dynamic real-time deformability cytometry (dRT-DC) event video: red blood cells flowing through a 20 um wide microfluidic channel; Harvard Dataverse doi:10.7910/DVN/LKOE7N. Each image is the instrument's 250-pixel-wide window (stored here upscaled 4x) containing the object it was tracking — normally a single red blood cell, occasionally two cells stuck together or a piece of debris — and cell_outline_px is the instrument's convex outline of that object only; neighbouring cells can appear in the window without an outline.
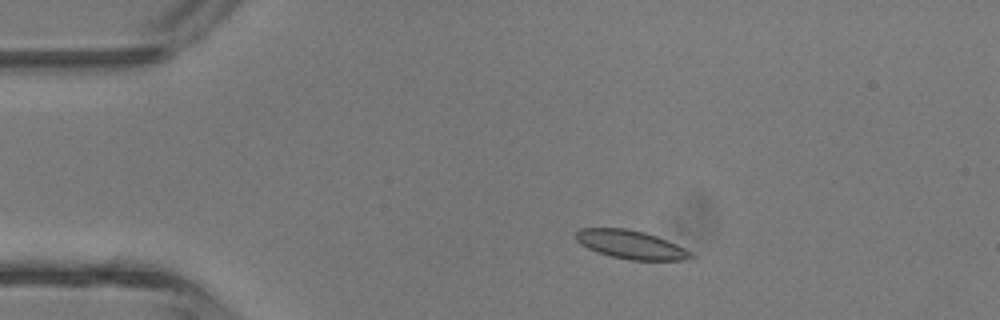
{"species": "common noctule bat (a hibernating species)", "species_latin": "Nyctalus noctula", "temperature_condition": "room temperature", "stored_images_in_passage": 43, "camera_frame_rate_fps": 3000, "um_per_image_px": 0.085, "animal": {"sex": "male", "body_mass_g": 13.3}, "frame": {"image": 1, "passage_image": 7, "time_ms": 2.0, "image_size_px": [1000, 320], "cell_outline_px": [[696, 256], [692, 260], [628, 260], [612, 256], [588, 248], [580, 244], [576, 240], [576, 232], [580, 228], [624, 228], [644, 232], [656, 236], [676, 244], [692, 252]], "centroid_in_image_um": [53.67, 20.8], "position_along_channel_um": 31.3, "area_um2": 19.07}}
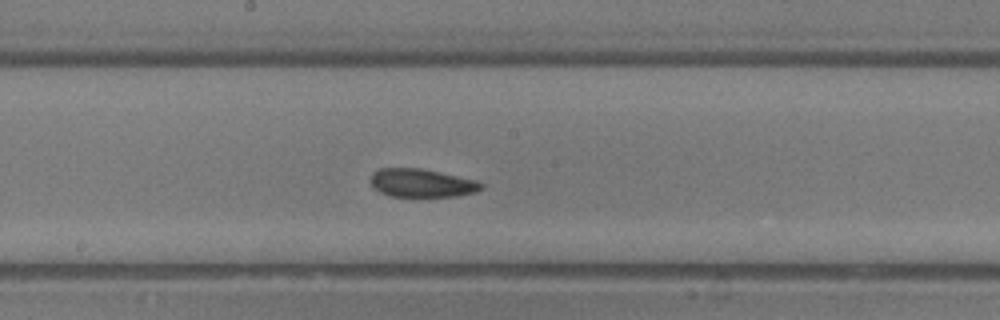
{"frame": {"image": 2, "passage_image": 22, "time_ms": 7.0, "image_size_px": [1000, 320], "cell_outline_px": [[484, 184], [476, 192], [456, 196], [388, 196], [372, 188], [368, 180], [372, 172], [380, 168], [420, 168], [480, 180]], "centroid_in_image_um": [35.81, 15.55], "position_along_channel_um": 212.4, "area_um2": 18.55}}
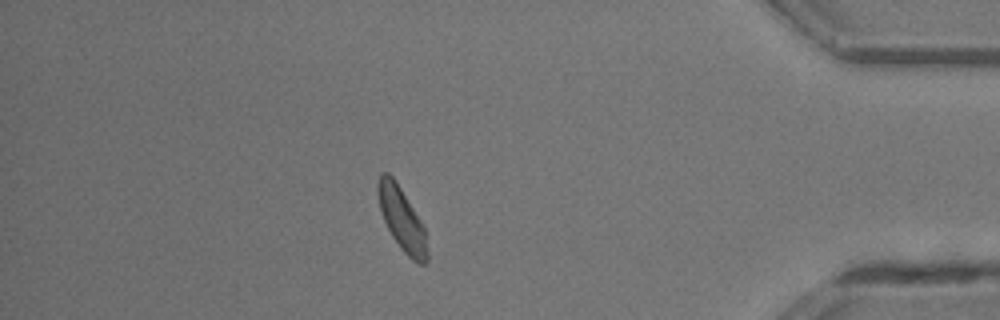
{"frame": {"image": 3, "passage_image": 37, "time_ms": 12.0, "image_size_px": [1000, 320], "cell_outline_px": [[428, 260], [424, 264], [416, 264], [400, 248], [392, 236], [384, 220], [380, 208], [376, 192], [376, 184], [380, 172], [388, 172], [392, 176], [400, 188], [424, 228], [428, 252]], "centroid_in_image_um": [34.13, 18.63], "position_along_channel_um": 401.1, "area_um2": 17.92}, "authors_computed_cell_mechanics": {"area_um2": 18.496, "velocity_mm_per_s": 4.6389, "shape_relaxation_time_tau1_ms": null, "shape_relaxation_time_tau2_ms": 3.0109, "deformation_change_tau1": null, "deformation_change_tau2": 0.1034}}